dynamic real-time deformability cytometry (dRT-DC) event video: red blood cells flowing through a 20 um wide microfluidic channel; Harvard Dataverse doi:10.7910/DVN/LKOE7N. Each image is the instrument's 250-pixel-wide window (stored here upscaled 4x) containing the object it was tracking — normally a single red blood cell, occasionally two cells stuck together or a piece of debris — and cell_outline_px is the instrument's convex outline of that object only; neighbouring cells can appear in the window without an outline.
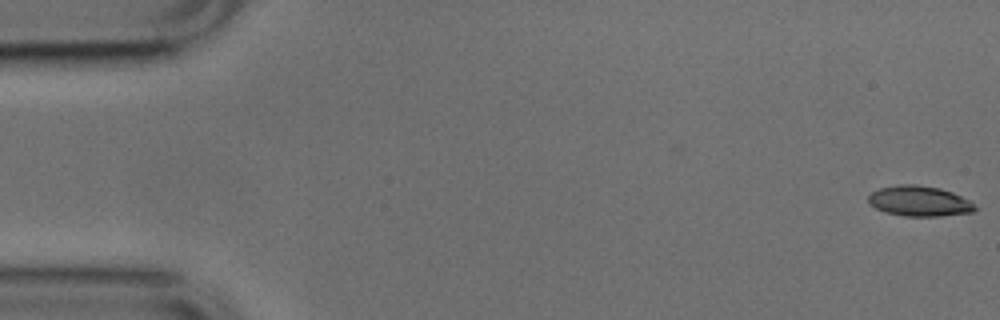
{"species": "common noctule bat (a hibernating species)", "species_latin": "Nyctalus noctula", "temperature_condition": "cold", "stored_images_in_passage": 53, "camera_frame_rate_fps": 3000, "um_per_image_px": 0.085, "animal": {"sex": "male", "body_mass_g": 17.9, "forearm_length_mm": 54.2}, "frame": {"image": 1, "passage_image": 1, "time_ms": 0.0, "image_size_px": [1000, 320], "cell_outline_px": [[980, 208], [972, 212], [940, 216], [904, 216], [884, 212], [876, 208], [868, 200], [868, 196], [872, 192], [880, 188], [900, 184], [916, 184], [940, 188], [952, 192], [968, 200]], "centroid_in_image_um": [78.16, 17.09], "position_along_channel_um": 6.8, "area_um2": 18.84}}
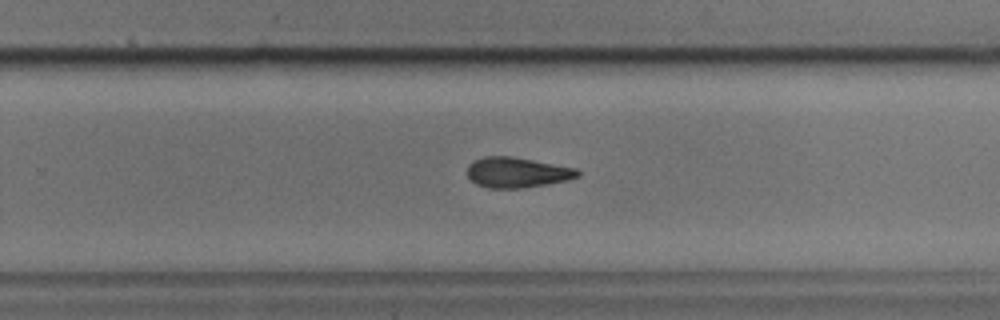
{"frame": {"image": 2, "passage_image": 33, "time_ms": 10.667, "image_size_px": [1000, 320], "cell_outline_px": [[580, 176], [568, 180], [520, 188], [488, 188], [476, 184], [468, 176], [468, 164], [472, 160], [484, 156], [512, 156], [576, 168], [580, 172]], "centroid_in_image_um": [43.93, 14.65], "position_along_channel_um": 285.9, "area_um2": 19.48}}
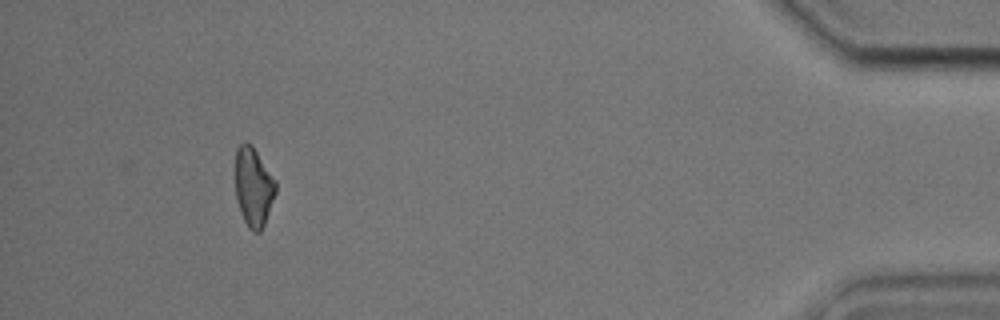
{"frame": {"image": 3, "passage_image": 48, "time_ms": 15.667, "image_size_px": [1000, 320], "cell_outline_px": [[276, 192], [264, 224], [260, 232], [252, 232], [248, 228], [240, 212], [236, 196], [236, 148], [240, 144], [252, 144], [276, 180]], "centroid_in_image_um": [21.55, 15.9], "position_along_channel_um": 413.6, "area_um2": 18.5}, "authors_computed_cell_mechanics": {"area_um2": 19.4786, "velocity_mm_per_s": 3.8556, "shape_relaxation_time_tau1_ms": 8.4647, "shape_relaxation_time_tau2_ms": 8.1152, "deformation_change_tau1": 0.1794, "deformation_change_tau2": 0.1937}}